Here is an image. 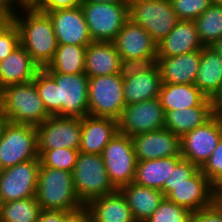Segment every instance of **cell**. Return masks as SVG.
Instances as JSON below:
<instances>
[{
  "instance_id": "obj_24",
  "label": "cell",
  "mask_w": 222,
  "mask_h": 222,
  "mask_svg": "<svg viewBox=\"0 0 222 222\" xmlns=\"http://www.w3.org/2000/svg\"><path fill=\"white\" fill-rule=\"evenodd\" d=\"M120 62L113 42L92 41L86 46L85 74L88 78L118 74Z\"/></svg>"
},
{
  "instance_id": "obj_49",
  "label": "cell",
  "mask_w": 222,
  "mask_h": 222,
  "mask_svg": "<svg viewBox=\"0 0 222 222\" xmlns=\"http://www.w3.org/2000/svg\"><path fill=\"white\" fill-rule=\"evenodd\" d=\"M9 120L3 110L2 103L0 101V138L2 137L5 126L8 124Z\"/></svg>"
},
{
  "instance_id": "obj_40",
  "label": "cell",
  "mask_w": 222,
  "mask_h": 222,
  "mask_svg": "<svg viewBox=\"0 0 222 222\" xmlns=\"http://www.w3.org/2000/svg\"><path fill=\"white\" fill-rule=\"evenodd\" d=\"M200 170L212 184L222 176V138Z\"/></svg>"
},
{
  "instance_id": "obj_28",
  "label": "cell",
  "mask_w": 222,
  "mask_h": 222,
  "mask_svg": "<svg viewBox=\"0 0 222 222\" xmlns=\"http://www.w3.org/2000/svg\"><path fill=\"white\" fill-rule=\"evenodd\" d=\"M194 84L209 99L222 85V58L210 46L200 51V63Z\"/></svg>"
},
{
  "instance_id": "obj_31",
  "label": "cell",
  "mask_w": 222,
  "mask_h": 222,
  "mask_svg": "<svg viewBox=\"0 0 222 222\" xmlns=\"http://www.w3.org/2000/svg\"><path fill=\"white\" fill-rule=\"evenodd\" d=\"M86 46L58 44L53 60L43 68L63 74L85 73Z\"/></svg>"
},
{
  "instance_id": "obj_18",
  "label": "cell",
  "mask_w": 222,
  "mask_h": 222,
  "mask_svg": "<svg viewBox=\"0 0 222 222\" xmlns=\"http://www.w3.org/2000/svg\"><path fill=\"white\" fill-rule=\"evenodd\" d=\"M121 59L157 55V43L138 24L128 19L112 41Z\"/></svg>"
},
{
  "instance_id": "obj_19",
  "label": "cell",
  "mask_w": 222,
  "mask_h": 222,
  "mask_svg": "<svg viewBox=\"0 0 222 222\" xmlns=\"http://www.w3.org/2000/svg\"><path fill=\"white\" fill-rule=\"evenodd\" d=\"M79 152L99 154L109 141L118 134V121L107 117L86 115L81 119Z\"/></svg>"
},
{
  "instance_id": "obj_12",
  "label": "cell",
  "mask_w": 222,
  "mask_h": 222,
  "mask_svg": "<svg viewBox=\"0 0 222 222\" xmlns=\"http://www.w3.org/2000/svg\"><path fill=\"white\" fill-rule=\"evenodd\" d=\"M222 138V116L213 115L180 138L181 157L201 168Z\"/></svg>"
},
{
  "instance_id": "obj_42",
  "label": "cell",
  "mask_w": 222,
  "mask_h": 222,
  "mask_svg": "<svg viewBox=\"0 0 222 222\" xmlns=\"http://www.w3.org/2000/svg\"><path fill=\"white\" fill-rule=\"evenodd\" d=\"M31 3L40 11L48 12L56 9L74 8L80 0H32Z\"/></svg>"
},
{
  "instance_id": "obj_23",
  "label": "cell",
  "mask_w": 222,
  "mask_h": 222,
  "mask_svg": "<svg viewBox=\"0 0 222 222\" xmlns=\"http://www.w3.org/2000/svg\"><path fill=\"white\" fill-rule=\"evenodd\" d=\"M159 99L164 112L190 107H212L211 100L195 84L163 83Z\"/></svg>"
},
{
  "instance_id": "obj_9",
  "label": "cell",
  "mask_w": 222,
  "mask_h": 222,
  "mask_svg": "<svg viewBox=\"0 0 222 222\" xmlns=\"http://www.w3.org/2000/svg\"><path fill=\"white\" fill-rule=\"evenodd\" d=\"M108 178L117 190L134 181L137 159L130 136L118 134L101 153Z\"/></svg>"
},
{
  "instance_id": "obj_54",
  "label": "cell",
  "mask_w": 222,
  "mask_h": 222,
  "mask_svg": "<svg viewBox=\"0 0 222 222\" xmlns=\"http://www.w3.org/2000/svg\"><path fill=\"white\" fill-rule=\"evenodd\" d=\"M6 19L0 14V25L5 21Z\"/></svg>"
},
{
  "instance_id": "obj_52",
  "label": "cell",
  "mask_w": 222,
  "mask_h": 222,
  "mask_svg": "<svg viewBox=\"0 0 222 222\" xmlns=\"http://www.w3.org/2000/svg\"><path fill=\"white\" fill-rule=\"evenodd\" d=\"M211 192H222V176L213 184Z\"/></svg>"
},
{
  "instance_id": "obj_26",
  "label": "cell",
  "mask_w": 222,
  "mask_h": 222,
  "mask_svg": "<svg viewBox=\"0 0 222 222\" xmlns=\"http://www.w3.org/2000/svg\"><path fill=\"white\" fill-rule=\"evenodd\" d=\"M125 197L136 222H145L165 198L161 190L134 182L119 189Z\"/></svg>"
},
{
  "instance_id": "obj_21",
  "label": "cell",
  "mask_w": 222,
  "mask_h": 222,
  "mask_svg": "<svg viewBox=\"0 0 222 222\" xmlns=\"http://www.w3.org/2000/svg\"><path fill=\"white\" fill-rule=\"evenodd\" d=\"M41 70L20 44L0 62V90L12 84L32 81Z\"/></svg>"
},
{
  "instance_id": "obj_34",
  "label": "cell",
  "mask_w": 222,
  "mask_h": 222,
  "mask_svg": "<svg viewBox=\"0 0 222 222\" xmlns=\"http://www.w3.org/2000/svg\"><path fill=\"white\" fill-rule=\"evenodd\" d=\"M78 154L79 150L71 148L45 150L39 159L43 167L73 172Z\"/></svg>"
},
{
  "instance_id": "obj_45",
  "label": "cell",
  "mask_w": 222,
  "mask_h": 222,
  "mask_svg": "<svg viewBox=\"0 0 222 222\" xmlns=\"http://www.w3.org/2000/svg\"><path fill=\"white\" fill-rule=\"evenodd\" d=\"M63 222H92V216L87 206L83 205L76 210L68 211Z\"/></svg>"
},
{
  "instance_id": "obj_13",
  "label": "cell",
  "mask_w": 222,
  "mask_h": 222,
  "mask_svg": "<svg viewBox=\"0 0 222 222\" xmlns=\"http://www.w3.org/2000/svg\"><path fill=\"white\" fill-rule=\"evenodd\" d=\"M118 121V131L133 137L164 128L165 112L159 97L125 105Z\"/></svg>"
},
{
  "instance_id": "obj_16",
  "label": "cell",
  "mask_w": 222,
  "mask_h": 222,
  "mask_svg": "<svg viewBox=\"0 0 222 222\" xmlns=\"http://www.w3.org/2000/svg\"><path fill=\"white\" fill-rule=\"evenodd\" d=\"M46 13L52 21L58 44L87 46L93 41L80 5Z\"/></svg>"
},
{
  "instance_id": "obj_11",
  "label": "cell",
  "mask_w": 222,
  "mask_h": 222,
  "mask_svg": "<svg viewBox=\"0 0 222 222\" xmlns=\"http://www.w3.org/2000/svg\"><path fill=\"white\" fill-rule=\"evenodd\" d=\"M35 128L39 156L45 150L62 148L79 150L82 133L80 118L49 116Z\"/></svg>"
},
{
  "instance_id": "obj_20",
  "label": "cell",
  "mask_w": 222,
  "mask_h": 222,
  "mask_svg": "<svg viewBox=\"0 0 222 222\" xmlns=\"http://www.w3.org/2000/svg\"><path fill=\"white\" fill-rule=\"evenodd\" d=\"M196 26L192 20H179L172 31L157 43V57H172L201 51Z\"/></svg>"
},
{
  "instance_id": "obj_3",
  "label": "cell",
  "mask_w": 222,
  "mask_h": 222,
  "mask_svg": "<svg viewBox=\"0 0 222 222\" xmlns=\"http://www.w3.org/2000/svg\"><path fill=\"white\" fill-rule=\"evenodd\" d=\"M0 101L11 123L37 126L50 116L33 81L4 87Z\"/></svg>"
},
{
  "instance_id": "obj_2",
  "label": "cell",
  "mask_w": 222,
  "mask_h": 222,
  "mask_svg": "<svg viewBox=\"0 0 222 222\" xmlns=\"http://www.w3.org/2000/svg\"><path fill=\"white\" fill-rule=\"evenodd\" d=\"M36 201L43 210L72 211L83 206L73 184V173L40 164Z\"/></svg>"
},
{
  "instance_id": "obj_7",
  "label": "cell",
  "mask_w": 222,
  "mask_h": 222,
  "mask_svg": "<svg viewBox=\"0 0 222 222\" xmlns=\"http://www.w3.org/2000/svg\"><path fill=\"white\" fill-rule=\"evenodd\" d=\"M93 41L112 42L129 19L128 3H80Z\"/></svg>"
},
{
  "instance_id": "obj_6",
  "label": "cell",
  "mask_w": 222,
  "mask_h": 222,
  "mask_svg": "<svg viewBox=\"0 0 222 222\" xmlns=\"http://www.w3.org/2000/svg\"><path fill=\"white\" fill-rule=\"evenodd\" d=\"M125 107L119 74L89 78L88 115L118 120Z\"/></svg>"
},
{
  "instance_id": "obj_29",
  "label": "cell",
  "mask_w": 222,
  "mask_h": 222,
  "mask_svg": "<svg viewBox=\"0 0 222 222\" xmlns=\"http://www.w3.org/2000/svg\"><path fill=\"white\" fill-rule=\"evenodd\" d=\"M181 156H172L155 160L137 161L134 183L144 187L162 190L171 171L182 160Z\"/></svg>"
},
{
  "instance_id": "obj_46",
  "label": "cell",
  "mask_w": 222,
  "mask_h": 222,
  "mask_svg": "<svg viewBox=\"0 0 222 222\" xmlns=\"http://www.w3.org/2000/svg\"><path fill=\"white\" fill-rule=\"evenodd\" d=\"M67 212L61 210H41L36 222H63Z\"/></svg>"
},
{
  "instance_id": "obj_10",
  "label": "cell",
  "mask_w": 222,
  "mask_h": 222,
  "mask_svg": "<svg viewBox=\"0 0 222 222\" xmlns=\"http://www.w3.org/2000/svg\"><path fill=\"white\" fill-rule=\"evenodd\" d=\"M46 72L57 83V116L82 119L88 115V76Z\"/></svg>"
},
{
  "instance_id": "obj_48",
  "label": "cell",
  "mask_w": 222,
  "mask_h": 222,
  "mask_svg": "<svg viewBox=\"0 0 222 222\" xmlns=\"http://www.w3.org/2000/svg\"><path fill=\"white\" fill-rule=\"evenodd\" d=\"M211 206L222 215V192H211Z\"/></svg>"
},
{
  "instance_id": "obj_43",
  "label": "cell",
  "mask_w": 222,
  "mask_h": 222,
  "mask_svg": "<svg viewBox=\"0 0 222 222\" xmlns=\"http://www.w3.org/2000/svg\"><path fill=\"white\" fill-rule=\"evenodd\" d=\"M30 3L29 0H0V14L6 20L12 19L21 9ZM17 8L19 9L17 10Z\"/></svg>"
},
{
  "instance_id": "obj_50",
  "label": "cell",
  "mask_w": 222,
  "mask_h": 222,
  "mask_svg": "<svg viewBox=\"0 0 222 222\" xmlns=\"http://www.w3.org/2000/svg\"><path fill=\"white\" fill-rule=\"evenodd\" d=\"M130 0H80V3H128Z\"/></svg>"
},
{
  "instance_id": "obj_1",
  "label": "cell",
  "mask_w": 222,
  "mask_h": 222,
  "mask_svg": "<svg viewBox=\"0 0 222 222\" xmlns=\"http://www.w3.org/2000/svg\"><path fill=\"white\" fill-rule=\"evenodd\" d=\"M21 11L12 18L19 29L20 44L43 69L53 60L58 47L52 21L32 3Z\"/></svg>"
},
{
  "instance_id": "obj_25",
  "label": "cell",
  "mask_w": 222,
  "mask_h": 222,
  "mask_svg": "<svg viewBox=\"0 0 222 222\" xmlns=\"http://www.w3.org/2000/svg\"><path fill=\"white\" fill-rule=\"evenodd\" d=\"M92 222H136L120 190L91 200L87 205Z\"/></svg>"
},
{
  "instance_id": "obj_41",
  "label": "cell",
  "mask_w": 222,
  "mask_h": 222,
  "mask_svg": "<svg viewBox=\"0 0 222 222\" xmlns=\"http://www.w3.org/2000/svg\"><path fill=\"white\" fill-rule=\"evenodd\" d=\"M199 168L191 162L182 159L171 171L170 177L165 181L164 185H180L187 178H190Z\"/></svg>"
},
{
  "instance_id": "obj_5",
  "label": "cell",
  "mask_w": 222,
  "mask_h": 222,
  "mask_svg": "<svg viewBox=\"0 0 222 222\" xmlns=\"http://www.w3.org/2000/svg\"><path fill=\"white\" fill-rule=\"evenodd\" d=\"M129 19L143 27L159 43L179 21L170 1L130 0L128 2Z\"/></svg>"
},
{
  "instance_id": "obj_32",
  "label": "cell",
  "mask_w": 222,
  "mask_h": 222,
  "mask_svg": "<svg viewBox=\"0 0 222 222\" xmlns=\"http://www.w3.org/2000/svg\"><path fill=\"white\" fill-rule=\"evenodd\" d=\"M203 46H211L222 37V5H211L194 20Z\"/></svg>"
},
{
  "instance_id": "obj_4",
  "label": "cell",
  "mask_w": 222,
  "mask_h": 222,
  "mask_svg": "<svg viewBox=\"0 0 222 222\" xmlns=\"http://www.w3.org/2000/svg\"><path fill=\"white\" fill-rule=\"evenodd\" d=\"M72 173L75 192L83 205L116 190L99 154L79 152Z\"/></svg>"
},
{
  "instance_id": "obj_55",
  "label": "cell",
  "mask_w": 222,
  "mask_h": 222,
  "mask_svg": "<svg viewBox=\"0 0 222 222\" xmlns=\"http://www.w3.org/2000/svg\"><path fill=\"white\" fill-rule=\"evenodd\" d=\"M1 204H2V199H1V195H0V206H1Z\"/></svg>"
},
{
  "instance_id": "obj_30",
  "label": "cell",
  "mask_w": 222,
  "mask_h": 222,
  "mask_svg": "<svg viewBox=\"0 0 222 222\" xmlns=\"http://www.w3.org/2000/svg\"><path fill=\"white\" fill-rule=\"evenodd\" d=\"M213 116L212 107H190L165 112L164 128L176 134L184 136L198 126L203 125Z\"/></svg>"
},
{
  "instance_id": "obj_53",
  "label": "cell",
  "mask_w": 222,
  "mask_h": 222,
  "mask_svg": "<svg viewBox=\"0 0 222 222\" xmlns=\"http://www.w3.org/2000/svg\"><path fill=\"white\" fill-rule=\"evenodd\" d=\"M212 5H222V0H210Z\"/></svg>"
},
{
  "instance_id": "obj_33",
  "label": "cell",
  "mask_w": 222,
  "mask_h": 222,
  "mask_svg": "<svg viewBox=\"0 0 222 222\" xmlns=\"http://www.w3.org/2000/svg\"><path fill=\"white\" fill-rule=\"evenodd\" d=\"M41 210L35 197L4 202L0 206V222H36Z\"/></svg>"
},
{
  "instance_id": "obj_44",
  "label": "cell",
  "mask_w": 222,
  "mask_h": 222,
  "mask_svg": "<svg viewBox=\"0 0 222 222\" xmlns=\"http://www.w3.org/2000/svg\"><path fill=\"white\" fill-rule=\"evenodd\" d=\"M191 222H222V215L210 205L193 212Z\"/></svg>"
},
{
  "instance_id": "obj_36",
  "label": "cell",
  "mask_w": 222,
  "mask_h": 222,
  "mask_svg": "<svg viewBox=\"0 0 222 222\" xmlns=\"http://www.w3.org/2000/svg\"><path fill=\"white\" fill-rule=\"evenodd\" d=\"M192 213L165 197L153 215L145 222H191Z\"/></svg>"
},
{
  "instance_id": "obj_39",
  "label": "cell",
  "mask_w": 222,
  "mask_h": 222,
  "mask_svg": "<svg viewBox=\"0 0 222 222\" xmlns=\"http://www.w3.org/2000/svg\"><path fill=\"white\" fill-rule=\"evenodd\" d=\"M20 45V33L12 19L0 25V62Z\"/></svg>"
},
{
  "instance_id": "obj_51",
  "label": "cell",
  "mask_w": 222,
  "mask_h": 222,
  "mask_svg": "<svg viewBox=\"0 0 222 222\" xmlns=\"http://www.w3.org/2000/svg\"><path fill=\"white\" fill-rule=\"evenodd\" d=\"M210 47H212L222 58V37L215 41Z\"/></svg>"
},
{
  "instance_id": "obj_35",
  "label": "cell",
  "mask_w": 222,
  "mask_h": 222,
  "mask_svg": "<svg viewBox=\"0 0 222 222\" xmlns=\"http://www.w3.org/2000/svg\"><path fill=\"white\" fill-rule=\"evenodd\" d=\"M37 88L44 107L50 116H57V83L41 69L32 80Z\"/></svg>"
},
{
  "instance_id": "obj_22",
  "label": "cell",
  "mask_w": 222,
  "mask_h": 222,
  "mask_svg": "<svg viewBox=\"0 0 222 222\" xmlns=\"http://www.w3.org/2000/svg\"><path fill=\"white\" fill-rule=\"evenodd\" d=\"M199 63L200 51L172 57H158L162 83L194 84Z\"/></svg>"
},
{
  "instance_id": "obj_27",
  "label": "cell",
  "mask_w": 222,
  "mask_h": 222,
  "mask_svg": "<svg viewBox=\"0 0 222 222\" xmlns=\"http://www.w3.org/2000/svg\"><path fill=\"white\" fill-rule=\"evenodd\" d=\"M162 84L158 65L152 71L137 73L123 79L125 105L159 97Z\"/></svg>"
},
{
  "instance_id": "obj_47",
  "label": "cell",
  "mask_w": 222,
  "mask_h": 222,
  "mask_svg": "<svg viewBox=\"0 0 222 222\" xmlns=\"http://www.w3.org/2000/svg\"><path fill=\"white\" fill-rule=\"evenodd\" d=\"M210 100L213 115L222 116V85Z\"/></svg>"
},
{
  "instance_id": "obj_38",
  "label": "cell",
  "mask_w": 222,
  "mask_h": 222,
  "mask_svg": "<svg viewBox=\"0 0 222 222\" xmlns=\"http://www.w3.org/2000/svg\"><path fill=\"white\" fill-rule=\"evenodd\" d=\"M157 65V55H147L136 59H121L118 74L122 79H125L137 73L152 71Z\"/></svg>"
},
{
  "instance_id": "obj_37",
  "label": "cell",
  "mask_w": 222,
  "mask_h": 222,
  "mask_svg": "<svg viewBox=\"0 0 222 222\" xmlns=\"http://www.w3.org/2000/svg\"><path fill=\"white\" fill-rule=\"evenodd\" d=\"M170 2L179 20L192 21L212 5L210 0H171Z\"/></svg>"
},
{
  "instance_id": "obj_14",
  "label": "cell",
  "mask_w": 222,
  "mask_h": 222,
  "mask_svg": "<svg viewBox=\"0 0 222 222\" xmlns=\"http://www.w3.org/2000/svg\"><path fill=\"white\" fill-rule=\"evenodd\" d=\"M39 169V158L3 169L0 173L2 203L35 197Z\"/></svg>"
},
{
  "instance_id": "obj_17",
  "label": "cell",
  "mask_w": 222,
  "mask_h": 222,
  "mask_svg": "<svg viewBox=\"0 0 222 222\" xmlns=\"http://www.w3.org/2000/svg\"><path fill=\"white\" fill-rule=\"evenodd\" d=\"M137 161L181 156L180 137L166 128L131 137Z\"/></svg>"
},
{
  "instance_id": "obj_8",
  "label": "cell",
  "mask_w": 222,
  "mask_h": 222,
  "mask_svg": "<svg viewBox=\"0 0 222 222\" xmlns=\"http://www.w3.org/2000/svg\"><path fill=\"white\" fill-rule=\"evenodd\" d=\"M36 158L39 155L35 126L8 122L0 138L2 170Z\"/></svg>"
},
{
  "instance_id": "obj_15",
  "label": "cell",
  "mask_w": 222,
  "mask_h": 222,
  "mask_svg": "<svg viewBox=\"0 0 222 222\" xmlns=\"http://www.w3.org/2000/svg\"><path fill=\"white\" fill-rule=\"evenodd\" d=\"M212 183L200 168L180 185H164L161 192L171 202L191 212L211 205Z\"/></svg>"
}]
</instances>
